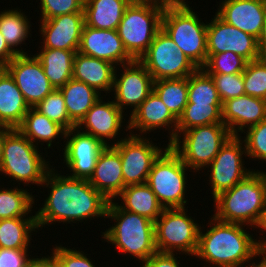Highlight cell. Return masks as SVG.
I'll return each instance as SVG.
<instances>
[{
  "mask_svg": "<svg viewBox=\"0 0 266 267\" xmlns=\"http://www.w3.org/2000/svg\"><path fill=\"white\" fill-rule=\"evenodd\" d=\"M55 168L52 165L40 186L48 188V197L35 211L38 231L62 222L79 224L95 218L105 221L109 201L88 180L63 175Z\"/></svg>",
  "mask_w": 266,
  "mask_h": 267,
  "instance_id": "obj_1",
  "label": "cell"
},
{
  "mask_svg": "<svg viewBox=\"0 0 266 267\" xmlns=\"http://www.w3.org/2000/svg\"><path fill=\"white\" fill-rule=\"evenodd\" d=\"M210 217L206 231L203 230L204 225L200 227L195 253V259L210 263L209 266L204 263L203 267H244L251 260H256L261 252L255 236L251 231L249 234L247 227L244 229L247 225Z\"/></svg>",
  "mask_w": 266,
  "mask_h": 267,
  "instance_id": "obj_2",
  "label": "cell"
},
{
  "mask_svg": "<svg viewBox=\"0 0 266 267\" xmlns=\"http://www.w3.org/2000/svg\"><path fill=\"white\" fill-rule=\"evenodd\" d=\"M212 201L213 216L223 222L258 227L266 209V172L256 170Z\"/></svg>",
  "mask_w": 266,
  "mask_h": 267,
  "instance_id": "obj_3",
  "label": "cell"
},
{
  "mask_svg": "<svg viewBox=\"0 0 266 267\" xmlns=\"http://www.w3.org/2000/svg\"><path fill=\"white\" fill-rule=\"evenodd\" d=\"M106 218L112 223L104 232L102 240L114 245L116 252L144 262L157 252L155 245V223L141 215L123 210L116 201H109Z\"/></svg>",
  "mask_w": 266,
  "mask_h": 267,
  "instance_id": "obj_4",
  "label": "cell"
},
{
  "mask_svg": "<svg viewBox=\"0 0 266 267\" xmlns=\"http://www.w3.org/2000/svg\"><path fill=\"white\" fill-rule=\"evenodd\" d=\"M44 149L46 154L43 153V148L39 150L17 128L11 129L4 140L0 175L10 177V183L16 181L19 186L22 183L26 187L31 184L40 187L52 167L48 161L50 159H46L49 157L47 148Z\"/></svg>",
  "mask_w": 266,
  "mask_h": 267,
  "instance_id": "obj_5",
  "label": "cell"
},
{
  "mask_svg": "<svg viewBox=\"0 0 266 267\" xmlns=\"http://www.w3.org/2000/svg\"><path fill=\"white\" fill-rule=\"evenodd\" d=\"M187 3L163 12L162 29L197 68H202L207 61L208 22Z\"/></svg>",
  "mask_w": 266,
  "mask_h": 267,
  "instance_id": "obj_6",
  "label": "cell"
},
{
  "mask_svg": "<svg viewBox=\"0 0 266 267\" xmlns=\"http://www.w3.org/2000/svg\"><path fill=\"white\" fill-rule=\"evenodd\" d=\"M188 172L192 171L170 146L153 162L146 183L164 209L186 208Z\"/></svg>",
  "mask_w": 266,
  "mask_h": 267,
  "instance_id": "obj_7",
  "label": "cell"
},
{
  "mask_svg": "<svg viewBox=\"0 0 266 267\" xmlns=\"http://www.w3.org/2000/svg\"><path fill=\"white\" fill-rule=\"evenodd\" d=\"M231 136L223 123L208 124L181 132L169 146L193 173H200L206 170Z\"/></svg>",
  "mask_w": 266,
  "mask_h": 267,
  "instance_id": "obj_8",
  "label": "cell"
},
{
  "mask_svg": "<svg viewBox=\"0 0 266 267\" xmlns=\"http://www.w3.org/2000/svg\"><path fill=\"white\" fill-rule=\"evenodd\" d=\"M187 212V208L163 209L154 222L157 252L195 257L201 225Z\"/></svg>",
  "mask_w": 266,
  "mask_h": 267,
  "instance_id": "obj_9",
  "label": "cell"
},
{
  "mask_svg": "<svg viewBox=\"0 0 266 267\" xmlns=\"http://www.w3.org/2000/svg\"><path fill=\"white\" fill-rule=\"evenodd\" d=\"M161 9L130 3L118 26V34L127 53L139 60L147 51L155 35L162 29Z\"/></svg>",
  "mask_w": 266,
  "mask_h": 267,
  "instance_id": "obj_10",
  "label": "cell"
},
{
  "mask_svg": "<svg viewBox=\"0 0 266 267\" xmlns=\"http://www.w3.org/2000/svg\"><path fill=\"white\" fill-rule=\"evenodd\" d=\"M138 61L154 81L189 77L198 69L163 29L155 35Z\"/></svg>",
  "mask_w": 266,
  "mask_h": 267,
  "instance_id": "obj_11",
  "label": "cell"
},
{
  "mask_svg": "<svg viewBox=\"0 0 266 267\" xmlns=\"http://www.w3.org/2000/svg\"><path fill=\"white\" fill-rule=\"evenodd\" d=\"M247 153L245 145L240 136H231L213 161L206 167L210 172L207 179L209 181V190L214 199L220 193L231 189L238 182L245 179L254 170L244 165Z\"/></svg>",
  "mask_w": 266,
  "mask_h": 267,
  "instance_id": "obj_12",
  "label": "cell"
},
{
  "mask_svg": "<svg viewBox=\"0 0 266 267\" xmlns=\"http://www.w3.org/2000/svg\"><path fill=\"white\" fill-rule=\"evenodd\" d=\"M150 139L127 132L125 138L113 146L120 154L125 187L146 183L153 162L169 146L161 147V143L157 146Z\"/></svg>",
  "mask_w": 266,
  "mask_h": 267,
  "instance_id": "obj_13",
  "label": "cell"
},
{
  "mask_svg": "<svg viewBox=\"0 0 266 267\" xmlns=\"http://www.w3.org/2000/svg\"><path fill=\"white\" fill-rule=\"evenodd\" d=\"M121 67L122 69H119ZM119 68L117 70L116 67L114 74L111 93L114 95L112 96L113 101L123 112H125L124 109L127 112V108H130V113L133 114L139 105L153 92L154 80L138 60L121 65Z\"/></svg>",
  "mask_w": 266,
  "mask_h": 267,
  "instance_id": "obj_14",
  "label": "cell"
},
{
  "mask_svg": "<svg viewBox=\"0 0 266 267\" xmlns=\"http://www.w3.org/2000/svg\"><path fill=\"white\" fill-rule=\"evenodd\" d=\"M64 145L61 144L63 160L68 168L67 175L89 180L94 172L97 158L106 147L100 140L80 131L77 127L66 131Z\"/></svg>",
  "mask_w": 266,
  "mask_h": 267,
  "instance_id": "obj_15",
  "label": "cell"
},
{
  "mask_svg": "<svg viewBox=\"0 0 266 267\" xmlns=\"http://www.w3.org/2000/svg\"><path fill=\"white\" fill-rule=\"evenodd\" d=\"M103 96L91 107L87 114L81 119L76 127L87 134L100 140L105 146H114L120 140V133L125 129L129 132L128 119L125 120L126 112L124 113L113 101L106 102ZM125 114V115H123ZM124 119V120H123ZM125 122H127L125 124ZM124 123V124H123ZM125 125V127H124ZM123 127V128H122ZM85 129V130H84ZM122 129V130H121ZM121 130V131H120ZM117 138V139H116ZM119 138V139H118ZM112 141H111V140ZM110 141V142H109ZM111 143V144H109Z\"/></svg>",
  "mask_w": 266,
  "mask_h": 267,
  "instance_id": "obj_16",
  "label": "cell"
},
{
  "mask_svg": "<svg viewBox=\"0 0 266 267\" xmlns=\"http://www.w3.org/2000/svg\"><path fill=\"white\" fill-rule=\"evenodd\" d=\"M213 16L207 23V55L233 52L248 62L261 58L257 38Z\"/></svg>",
  "mask_w": 266,
  "mask_h": 267,
  "instance_id": "obj_17",
  "label": "cell"
},
{
  "mask_svg": "<svg viewBox=\"0 0 266 267\" xmlns=\"http://www.w3.org/2000/svg\"><path fill=\"white\" fill-rule=\"evenodd\" d=\"M31 54L16 55L4 69L14 79L29 107H35L55 89L45 76L40 60Z\"/></svg>",
  "mask_w": 266,
  "mask_h": 267,
  "instance_id": "obj_18",
  "label": "cell"
},
{
  "mask_svg": "<svg viewBox=\"0 0 266 267\" xmlns=\"http://www.w3.org/2000/svg\"><path fill=\"white\" fill-rule=\"evenodd\" d=\"M128 119L129 133L138 136H147L154 130L168 131V145L177 137L178 119L170 112L167 106L153 91L134 111ZM164 128V129H163ZM140 133L138 134L137 132Z\"/></svg>",
  "mask_w": 266,
  "mask_h": 267,
  "instance_id": "obj_19",
  "label": "cell"
},
{
  "mask_svg": "<svg viewBox=\"0 0 266 267\" xmlns=\"http://www.w3.org/2000/svg\"><path fill=\"white\" fill-rule=\"evenodd\" d=\"M43 42L40 49L78 51L85 25L84 12L64 14L47 20H37ZM41 26V27H40Z\"/></svg>",
  "mask_w": 266,
  "mask_h": 267,
  "instance_id": "obj_20",
  "label": "cell"
},
{
  "mask_svg": "<svg viewBox=\"0 0 266 267\" xmlns=\"http://www.w3.org/2000/svg\"><path fill=\"white\" fill-rule=\"evenodd\" d=\"M78 52L108 61L117 68L134 61L125 50L117 30L95 29L86 25Z\"/></svg>",
  "mask_w": 266,
  "mask_h": 267,
  "instance_id": "obj_21",
  "label": "cell"
},
{
  "mask_svg": "<svg viewBox=\"0 0 266 267\" xmlns=\"http://www.w3.org/2000/svg\"><path fill=\"white\" fill-rule=\"evenodd\" d=\"M218 7L215 13L222 20L258 39L266 18L265 0H220Z\"/></svg>",
  "mask_w": 266,
  "mask_h": 267,
  "instance_id": "obj_22",
  "label": "cell"
},
{
  "mask_svg": "<svg viewBox=\"0 0 266 267\" xmlns=\"http://www.w3.org/2000/svg\"><path fill=\"white\" fill-rule=\"evenodd\" d=\"M266 119V100L242 95L222 103V121L232 136ZM240 133V134H239Z\"/></svg>",
  "mask_w": 266,
  "mask_h": 267,
  "instance_id": "obj_23",
  "label": "cell"
},
{
  "mask_svg": "<svg viewBox=\"0 0 266 267\" xmlns=\"http://www.w3.org/2000/svg\"><path fill=\"white\" fill-rule=\"evenodd\" d=\"M89 183L108 201H113L125 188L122 161L113 146H106L99 154Z\"/></svg>",
  "mask_w": 266,
  "mask_h": 267,
  "instance_id": "obj_24",
  "label": "cell"
},
{
  "mask_svg": "<svg viewBox=\"0 0 266 267\" xmlns=\"http://www.w3.org/2000/svg\"><path fill=\"white\" fill-rule=\"evenodd\" d=\"M116 66L112 63L91 56L75 53L72 79L84 82L102 92L104 98L110 95L113 88ZM103 91L106 95L103 94Z\"/></svg>",
  "mask_w": 266,
  "mask_h": 267,
  "instance_id": "obj_25",
  "label": "cell"
},
{
  "mask_svg": "<svg viewBox=\"0 0 266 267\" xmlns=\"http://www.w3.org/2000/svg\"><path fill=\"white\" fill-rule=\"evenodd\" d=\"M30 109L14 79L0 68V124L17 128Z\"/></svg>",
  "mask_w": 266,
  "mask_h": 267,
  "instance_id": "obj_26",
  "label": "cell"
},
{
  "mask_svg": "<svg viewBox=\"0 0 266 267\" xmlns=\"http://www.w3.org/2000/svg\"><path fill=\"white\" fill-rule=\"evenodd\" d=\"M17 129L36 147H43L46 143L50 149L56 139L65 140L66 129L55 121L50 120L44 114L38 112L34 107H30L21 124ZM41 142V143H40Z\"/></svg>",
  "mask_w": 266,
  "mask_h": 267,
  "instance_id": "obj_27",
  "label": "cell"
},
{
  "mask_svg": "<svg viewBox=\"0 0 266 267\" xmlns=\"http://www.w3.org/2000/svg\"><path fill=\"white\" fill-rule=\"evenodd\" d=\"M129 0H85L84 21L95 29L117 30Z\"/></svg>",
  "mask_w": 266,
  "mask_h": 267,
  "instance_id": "obj_28",
  "label": "cell"
},
{
  "mask_svg": "<svg viewBox=\"0 0 266 267\" xmlns=\"http://www.w3.org/2000/svg\"><path fill=\"white\" fill-rule=\"evenodd\" d=\"M117 197L114 201H122L117 203L123 210L144 216L153 222L164 209L147 183L126 186Z\"/></svg>",
  "mask_w": 266,
  "mask_h": 267,
  "instance_id": "obj_29",
  "label": "cell"
},
{
  "mask_svg": "<svg viewBox=\"0 0 266 267\" xmlns=\"http://www.w3.org/2000/svg\"><path fill=\"white\" fill-rule=\"evenodd\" d=\"M35 56L40 60L44 74L54 89H59L72 79L73 63L77 51L39 49Z\"/></svg>",
  "mask_w": 266,
  "mask_h": 267,
  "instance_id": "obj_30",
  "label": "cell"
},
{
  "mask_svg": "<svg viewBox=\"0 0 266 267\" xmlns=\"http://www.w3.org/2000/svg\"><path fill=\"white\" fill-rule=\"evenodd\" d=\"M59 90L64 96L69 118L76 125L102 97V93H99L95 88L74 79H70Z\"/></svg>",
  "mask_w": 266,
  "mask_h": 267,
  "instance_id": "obj_31",
  "label": "cell"
},
{
  "mask_svg": "<svg viewBox=\"0 0 266 267\" xmlns=\"http://www.w3.org/2000/svg\"><path fill=\"white\" fill-rule=\"evenodd\" d=\"M0 220V248L29 249L32 235L38 232L36 215ZM33 233V234H32ZM31 245V246H30Z\"/></svg>",
  "mask_w": 266,
  "mask_h": 267,
  "instance_id": "obj_32",
  "label": "cell"
},
{
  "mask_svg": "<svg viewBox=\"0 0 266 267\" xmlns=\"http://www.w3.org/2000/svg\"><path fill=\"white\" fill-rule=\"evenodd\" d=\"M25 14L23 9L21 10L19 7L0 11V33L5 38L7 45L17 55L28 53V51L25 49L23 50L21 46L26 44L24 42L28 40L27 38L32 36L30 33V27H32L30 23L31 18ZM19 45L20 47L18 48Z\"/></svg>",
  "mask_w": 266,
  "mask_h": 267,
  "instance_id": "obj_33",
  "label": "cell"
},
{
  "mask_svg": "<svg viewBox=\"0 0 266 267\" xmlns=\"http://www.w3.org/2000/svg\"><path fill=\"white\" fill-rule=\"evenodd\" d=\"M15 184H13L14 186L11 184L10 188H0V220L26 217L28 214H32L35 195H32L29 189H24L22 186H19L20 189L18 185L15 187Z\"/></svg>",
  "mask_w": 266,
  "mask_h": 267,
  "instance_id": "obj_34",
  "label": "cell"
},
{
  "mask_svg": "<svg viewBox=\"0 0 266 267\" xmlns=\"http://www.w3.org/2000/svg\"><path fill=\"white\" fill-rule=\"evenodd\" d=\"M153 91L178 119L188 103V77L154 81Z\"/></svg>",
  "mask_w": 266,
  "mask_h": 267,
  "instance_id": "obj_35",
  "label": "cell"
},
{
  "mask_svg": "<svg viewBox=\"0 0 266 267\" xmlns=\"http://www.w3.org/2000/svg\"><path fill=\"white\" fill-rule=\"evenodd\" d=\"M223 123L222 105L187 104L178 118L177 136L196 126Z\"/></svg>",
  "mask_w": 266,
  "mask_h": 267,
  "instance_id": "obj_36",
  "label": "cell"
},
{
  "mask_svg": "<svg viewBox=\"0 0 266 267\" xmlns=\"http://www.w3.org/2000/svg\"><path fill=\"white\" fill-rule=\"evenodd\" d=\"M187 104L222 105L212 77L202 68L188 77Z\"/></svg>",
  "mask_w": 266,
  "mask_h": 267,
  "instance_id": "obj_37",
  "label": "cell"
},
{
  "mask_svg": "<svg viewBox=\"0 0 266 267\" xmlns=\"http://www.w3.org/2000/svg\"><path fill=\"white\" fill-rule=\"evenodd\" d=\"M34 108L50 120L63 126L66 130L76 127V124L69 118L64 96L59 89L53 90Z\"/></svg>",
  "mask_w": 266,
  "mask_h": 267,
  "instance_id": "obj_38",
  "label": "cell"
},
{
  "mask_svg": "<svg viewBox=\"0 0 266 267\" xmlns=\"http://www.w3.org/2000/svg\"><path fill=\"white\" fill-rule=\"evenodd\" d=\"M248 61L233 52H221L207 55V61L202 69L207 74H238L243 73Z\"/></svg>",
  "mask_w": 266,
  "mask_h": 267,
  "instance_id": "obj_39",
  "label": "cell"
},
{
  "mask_svg": "<svg viewBox=\"0 0 266 267\" xmlns=\"http://www.w3.org/2000/svg\"><path fill=\"white\" fill-rule=\"evenodd\" d=\"M243 80L245 95L266 100V58L248 62Z\"/></svg>",
  "mask_w": 266,
  "mask_h": 267,
  "instance_id": "obj_40",
  "label": "cell"
},
{
  "mask_svg": "<svg viewBox=\"0 0 266 267\" xmlns=\"http://www.w3.org/2000/svg\"><path fill=\"white\" fill-rule=\"evenodd\" d=\"M246 130L242 133L245 136L240 138L244 142L249 161L253 159L266 163V119Z\"/></svg>",
  "mask_w": 266,
  "mask_h": 267,
  "instance_id": "obj_41",
  "label": "cell"
},
{
  "mask_svg": "<svg viewBox=\"0 0 266 267\" xmlns=\"http://www.w3.org/2000/svg\"><path fill=\"white\" fill-rule=\"evenodd\" d=\"M215 84L219 97L223 102L245 95L243 73L209 74Z\"/></svg>",
  "mask_w": 266,
  "mask_h": 267,
  "instance_id": "obj_42",
  "label": "cell"
},
{
  "mask_svg": "<svg viewBox=\"0 0 266 267\" xmlns=\"http://www.w3.org/2000/svg\"><path fill=\"white\" fill-rule=\"evenodd\" d=\"M50 252L61 267H96L95 263L90 259L89 254H85L82 250L74 247L67 248L62 244H55ZM98 267V266H97Z\"/></svg>",
  "mask_w": 266,
  "mask_h": 267,
  "instance_id": "obj_43",
  "label": "cell"
},
{
  "mask_svg": "<svg viewBox=\"0 0 266 267\" xmlns=\"http://www.w3.org/2000/svg\"><path fill=\"white\" fill-rule=\"evenodd\" d=\"M85 0H40V18L47 20L69 13L83 12Z\"/></svg>",
  "mask_w": 266,
  "mask_h": 267,
  "instance_id": "obj_44",
  "label": "cell"
},
{
  "mask_svg": "<svg viewBox=\"0 0 266 267\" xmlns=\"http://www.w3.org/2000/svg\"><path fill=\"white\" fill-rule=\"evenodd\" d=\"M28 250L31 249L0 248V267H27L33 258Z\"/></svg>",
  "mask_w": 266,
  "mask_h": 267,
  "instance_id": "obj_45",
  "label": "cell"
},
{
  "mask_svg": "<svg viewBox=\"0 0 266 267\" xmlns=\"http://www.w3.org/2000/svg\"><path fill=\"white\" fill-rule=\"evenodd\" d=\"M178 253H162L156 252L151 255L147 260L140 263L139 267H180V260L177 258H181L177 255ZM178 256V257H177ZM180 265V266H179Z\"/></svg>",
  "mask_w": 266,
  "mask_h": 267,
  "instance_id": "obj_46",
  "label": "cell"
},
{
  "mask_svg": "<svg viewBox=\"0 0 266 267\" xmlns=\"http://www.w3.org/2000/svg\"><path fill=\"white\" fill-rule=\"evenodd\" d=\"M134 4H142L153 6L161 9L162 11L181 5L186 0H129Z\"/></svg>",
  "mask_w": 266,
  "mask_h": 267,
  "instance_id": "obj_47",
  "label": "cell"
},
{
  "mask_svg": "<svg viewBox=\"0 0 266 267\" xmlns=\"http://www.w3.org/2000/svg\"><path fill=\"white\" fill-rule=\"evenodd\" d=\"M16 55L17 54L7 45L5 38L0 33V68H4Z\"/></svg>",
  "mask_w": 266,
  "mask_h": 267,
  "instance_id": "obj_48",
  "label": "cell"
},
{
  "mask_svg": "<svg viewBox=\"0 0 266 267\" xmlns=\"http://www.w3.org/2000/svg\"><path fill=\"white\" fill-rule=\"evenodd\" d=\"M27 267H61L55 257L50 254L46 256H33Z\"/></svg>",
  "mask_w": 266,
  "mask_h": 267,
  "instance_id": "obj_49",
  "label": "cell"
},
{
  "mask_svg": "<svg viewBox=\"0 0 266 267\" xmlns=\"http://www.w3.org/2000/svg\"><path fill=\"white\" fill-rule=\"evenodd\" d=\"M256 229H259L260 231L258 233H260V234L263 233L262 235H264L266 233V209H265L263 216H262V219H261V221H260V223ZM264 236H266V235H264ZM260 237L261 236L259 235V238L258 239L256 238L259 250L261 253H266V237H264V238L263 237L260 238Z\"/></svg>",
  "mask_w": 266,
  "mask_h": 267,
  "instance_id": "obj_50",
  "label": "cell"
},
{
  "mask_svg": "<svg viewBox=\"0 0 266 267\" xmlns=\"http://www.w3.org/2000/svg\"><path fill=\"white\" fill-rule=\"evenodd\" d=\"M259 52L262 58H266V18L262 26L261 34L257 39Z\"/></svg>",
  "mask_w": 266,
  "mask_h": 267,
  "instance_id": "obj_51",
  "label": "cell"
},
{
  "mask_svg": "<svg viewBox=\"0 0 266 267\" xmlns=\"http://www.w3.org/2000/svg\"><path fill=\"white\" fill-rule=\"evenodd\" d=\"M12 128L0 124V161L2 158V153H3V146H4V140L7 135V133L11 130Z\"/></svg>",
  "mask_w": 266,
  "mask_h": 267,
  "instance_id": "obj_52",
  "label": "cell"
},
{
  "mask_svg": "<svg viewBox=\"0 0 266 267\" xmlns=\"http://www.w3.org/2000/svg\"><path fill=\"white\" fill-rule=\"evenodd\" d=\"M256 262H248L244 267H266V253H259ZM259 259V261H258ZM261 259V260H260ZM258 261V262H257Z\"/></svg>",
  "mask_w": 266,
  "mask_h": 267,
  "instance_id": "obj_53",
  "label": "cell"
}]
</instances>
